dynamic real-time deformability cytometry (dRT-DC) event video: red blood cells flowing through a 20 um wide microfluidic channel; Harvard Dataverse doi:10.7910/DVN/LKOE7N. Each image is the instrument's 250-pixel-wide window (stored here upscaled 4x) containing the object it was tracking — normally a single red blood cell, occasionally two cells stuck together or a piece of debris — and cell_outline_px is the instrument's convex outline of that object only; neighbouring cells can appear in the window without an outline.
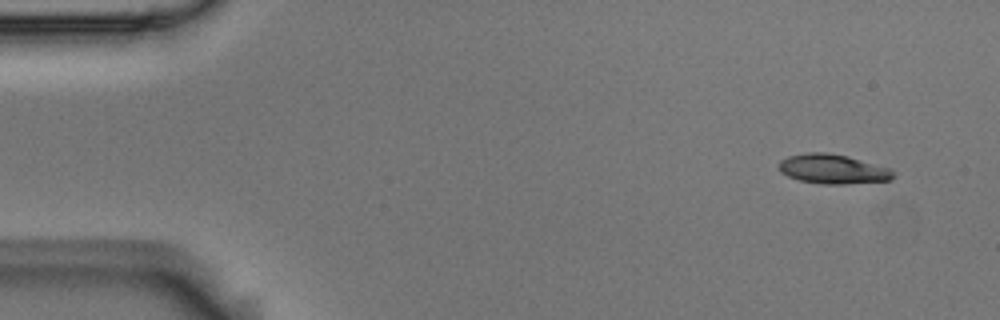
{"species": "Egyptian fruit bat (a non-hibernating species)", "species_latin": "Rousettus aegyptiacus", "temperature_condition": "room temperature", "stored_images_in_passage": 5, "camera_frame_rate_fps": 3000, "um_per_image_px": 0.085, "animal": {"sex": "male"}, "frame": {"image": 1, "passage_image": 1, "time_ms": 0.0, "image_size_px": [1000, 320], "cell_outline_px": [[896, 172], [892, 180], [844, 184], [824, 184], [800, 180], [788, 176], [780, 172], [780, 160], [788, 156], [808, 152], [828, 152], [848, 156], [892, 168]], "centroid_in_image_um": [70.85, 14.36], "position_along_channel_um": 14.2, "area_um2": 19.83}}
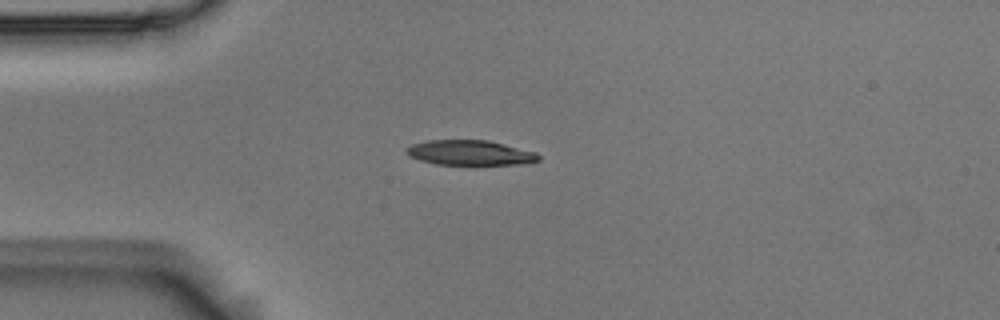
{"frame": {"image": 2, "passage_image": 4, "time_ms": 1.0, "image_size_px": [1000, 320], "cell_outline_px": [[540, 160], [516, 164], [436, 164], [420, 160], [408, 156], [404, 152], [404, 148], [412, 144], [428, 140], [488, 140], [536, 152], [540, 156]], "centroid_in_image_um": [39.89, 12.97], "position_along_channel_um": 45.1, "area_um2": 19.13}}
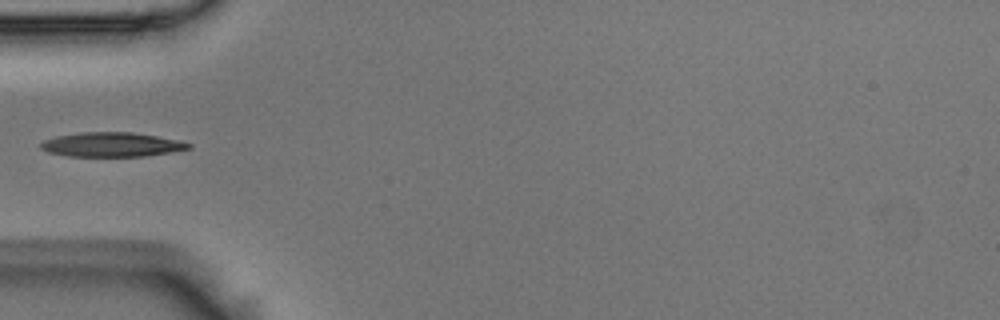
{"frame": {"image": 3, "passage_image": 5, "time_ms": 1.333, "image_size_px": [1000, 320], "cell_outline_px": [[192, 148], [144, 156], [68, 156], [48, 152], [40, 148], [40, 144], [44, 140], [56, 136], [80, 132], [132, 132], [156, 136], [176, 140], [192, 144]], "centroid_in_image_um": [9.45, 12.28], "position_along_channel_um": 75.6, "area_um2": 20.81}}